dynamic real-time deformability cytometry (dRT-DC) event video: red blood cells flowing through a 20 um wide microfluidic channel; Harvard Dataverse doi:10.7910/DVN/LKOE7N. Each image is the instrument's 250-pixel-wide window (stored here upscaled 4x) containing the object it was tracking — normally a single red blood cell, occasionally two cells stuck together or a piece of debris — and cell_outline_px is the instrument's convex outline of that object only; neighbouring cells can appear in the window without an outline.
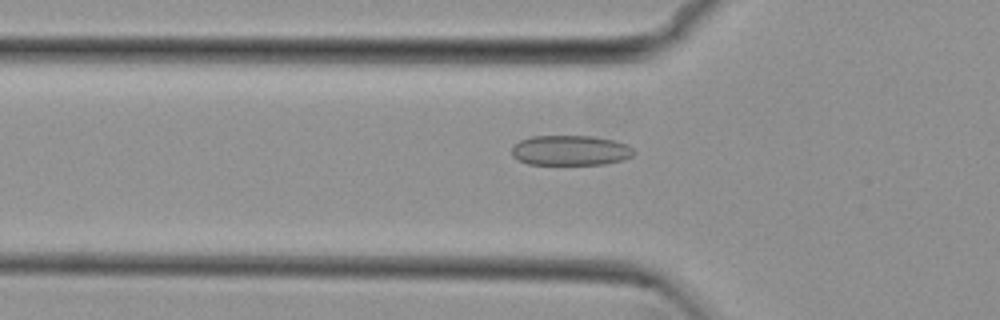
{"species": "common noctule bat (a hibernating species)", "species_latin": "Nyctalus noctula", "temperature_condition": "cold", "stored_images_in_passage": 49, "camera_frame_rate_fps": 3000, "um_per_image_px": 0.085, "animal": {"sex": "female", "body_mass_g": 29.2, "forearm_length_mm": 56.3}, "frame": {"image": 1, "passage_image": 18, "time_ms": 5.667, "image_size_px": [1000, 320], "cell_outline_px": [[636, 152], [632, 156], [624, 160], [604, 164], [528, 164], [512, 156], [512, 144], [520, 140], [532, 136], [592, 136], [612, 140], [628, 144]], "centroid_in_image_um": [48.49, 12.78], "position_along_channel_um": 77.3, "area_um2": 21.5}}
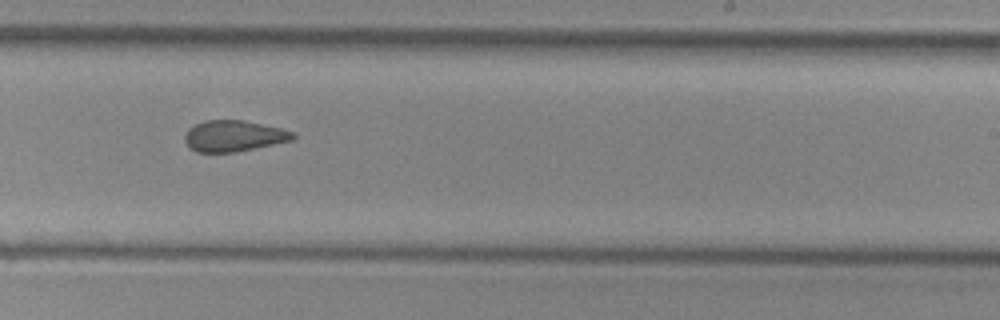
{"frame": {"image": 2, "passage_image": 33, "time_ms": 10.667, "image_size_px": [1000, 320], "cell_outline_px": [[296, 136], [292, 140], [236, 152], [196, 152], [188, 148], [184, 140], [184, 136], [188, 128], [204, 120], [244, 120], [280, 128], [296, 132]], "centroid_in_image_um": [19.84, 11.56], "position_along_channel_um": 269.2, "area_um2": 19.71}}
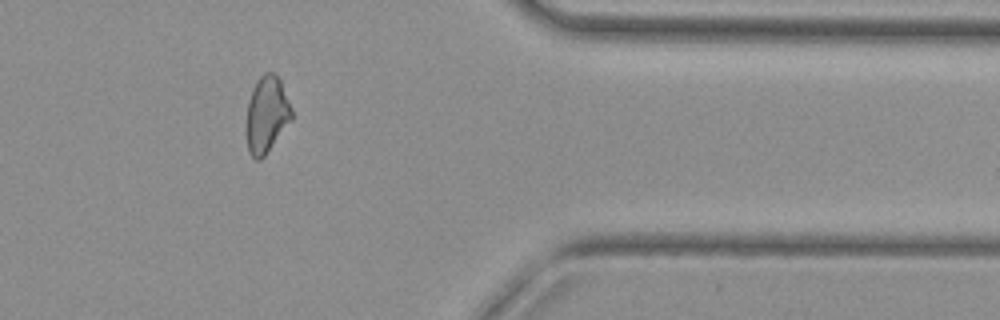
{"frame": {"image": 3, "passage_image": 44, "time_ms": 14.333, "image_size_px": [1000, 320], "cell_outline_px": [[292, 120], [264, 156], [260, 160], [256, 160], [248, 152], [244, 128], [248, 100], [256, 80], [264, 72], [276, 72], [280, 80], [292, 108]], "centroid_in_image_um": [22.63, 9.74], "position_along_channel_um": 388.8, "area_um2": 20.69}, "authors_computed_cell_mechanics": {"area_um2": 20.8658, "velocity_mm_per_s": 3.8241, "shape_relaxation_time_tau1_ms": null, "shape_relaxation_time_tau2_ms": 2.3135, "deformation_change_tau1": null, "deformation_change_tau2": 0.0863}}